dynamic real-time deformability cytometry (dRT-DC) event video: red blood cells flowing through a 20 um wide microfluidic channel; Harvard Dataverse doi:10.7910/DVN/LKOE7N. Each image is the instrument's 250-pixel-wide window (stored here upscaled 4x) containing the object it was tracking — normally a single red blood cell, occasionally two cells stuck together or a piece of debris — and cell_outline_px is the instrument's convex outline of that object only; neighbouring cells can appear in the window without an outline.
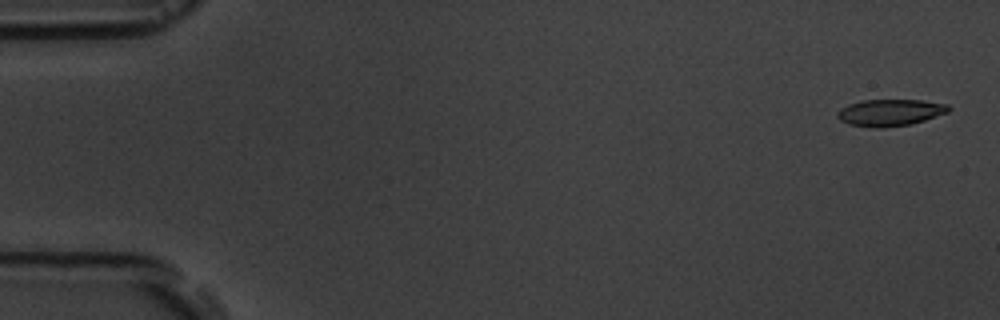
{"species": "common noctule bat (a hibernating species)", "species_latin": "Nyctalus noctula", "temperature_condition": "room temperature", "stored_images_in_passage": 5, "camera_frame_rate_fps": 3000, "um_per_image_px": 0.085, "animal": {"sex": "male", "body_mass_g": 19.5, "forearm_length_mm": 54.6}, "frame": {"image": 1, "passage_image": 1, "time_ms": 0.0, "image_size_px": [1000, 320], "cell_outline_px": [[952, 108], [948, 112], [912, 124], [884, 128], [872, 128], [848, 124], [840, 120], [836, 116], [836, 112], [840, 108], [848, 104], [860, 100], [920, 100], [948, 104]], "centroid_in_image_um": [75.62, 9.57], "position_along_channel_um": 9.4, "area_um2": 17.57}}